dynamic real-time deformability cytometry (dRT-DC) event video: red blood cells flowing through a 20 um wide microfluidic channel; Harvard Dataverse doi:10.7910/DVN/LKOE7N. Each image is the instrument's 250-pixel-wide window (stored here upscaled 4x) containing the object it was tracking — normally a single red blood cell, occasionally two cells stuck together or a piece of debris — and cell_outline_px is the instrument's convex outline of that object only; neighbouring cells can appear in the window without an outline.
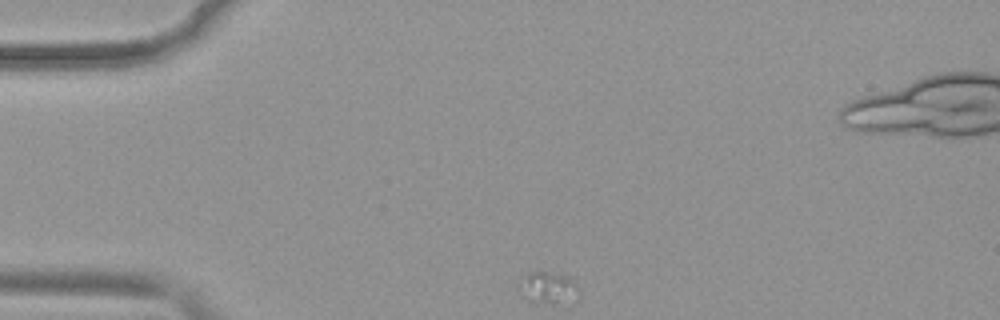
{"species": "common noctule bat (a hibernating species)", "species_latin": "Nyctalus noctula", "temperature_condition": "warm", "stored_images_in_passage": 8, "camera_frame_rate_fps": 3000, "um_per_image_px": 0.085, "animal": {"sex": "female", "body_mass_g": 19.9}, "frame": {"image": 1, "passage_image": 1, "time_ms": 0.0, "image_size_px": [1000, 320], "cell_outline_px": [[580, 296], [572, 304], [552, 304], [540, 300], [516, 288], [516, 284], [528, 272], [544, 272], [568, 276], [576, 284]], "centroid_in_image_um": [46.71, 24.45], "position_along_channel_um": 38.3, "area_um2": 10.81}}